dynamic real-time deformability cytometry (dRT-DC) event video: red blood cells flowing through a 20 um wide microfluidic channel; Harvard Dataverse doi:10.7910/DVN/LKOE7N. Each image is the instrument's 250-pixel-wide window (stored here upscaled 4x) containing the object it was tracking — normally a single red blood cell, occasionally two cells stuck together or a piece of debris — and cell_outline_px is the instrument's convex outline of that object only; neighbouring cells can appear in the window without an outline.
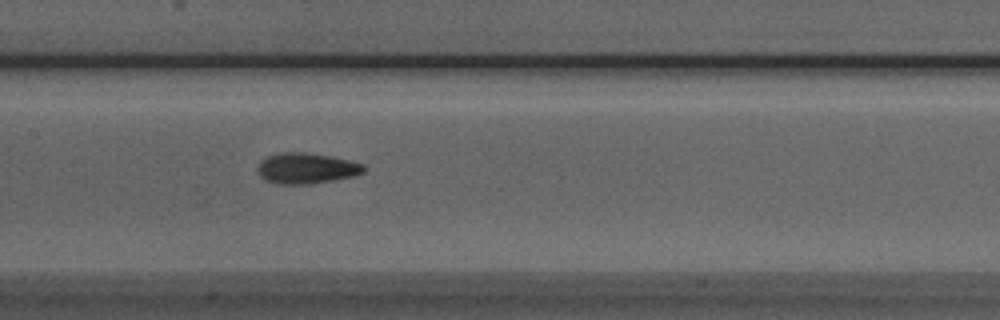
{"species": "Egyptian fruit bat (a non-hibernating species)", "species_latin": "Rousettus aegyptiacus", "temperature_condition": "room temperature", "stored_images_in_passage": 44, "camera_frame_rate_fps": 3000, "um_per_image_px": 0.085, "animal": {"sex": "male"}, "frame": {"image": 1, "passage_image": 17, "time_ms": 5.333, "image_size_px": [1000, 320], "cell_outline_px": [[364, 172], [352, 176], [332, 180], [308, 184], [280, 184], [268, 180], [260, 176], [256, 168], [260, 160], [268, 156], [280, 152], [304, 152], [332, 156], [364, 164]], "centroid_in_image_um": [26.02, 14.29], "position_along_channel_um": 181.4, "area_um2": 18.9}}
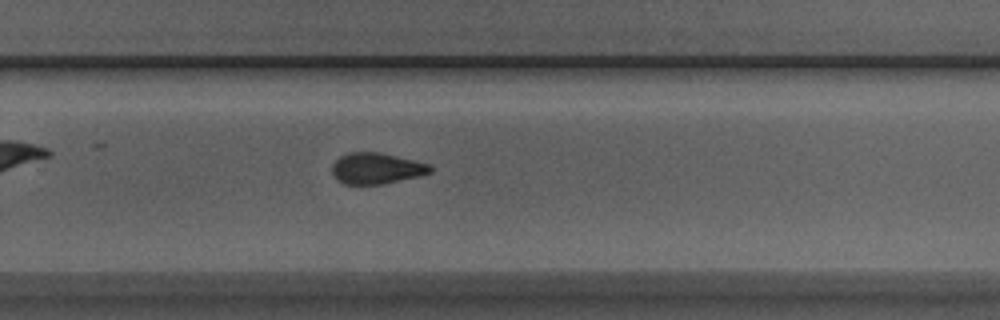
{"frame": {"image": 2, "passage_image": 26, "time_ms": 8.333, "image_size_px": [1000, 320], "cell_outline_px": [[432, 172], [420, 176], [380, 184], [344, 184], [332, 176], [332, 164], [340, 156], [348, 152], [380, 152], [432, 164]], "centroid_in_image_um": [32.0, 14.3], "position_along_channel_um": 297.8, "area_um2": 17.92}}
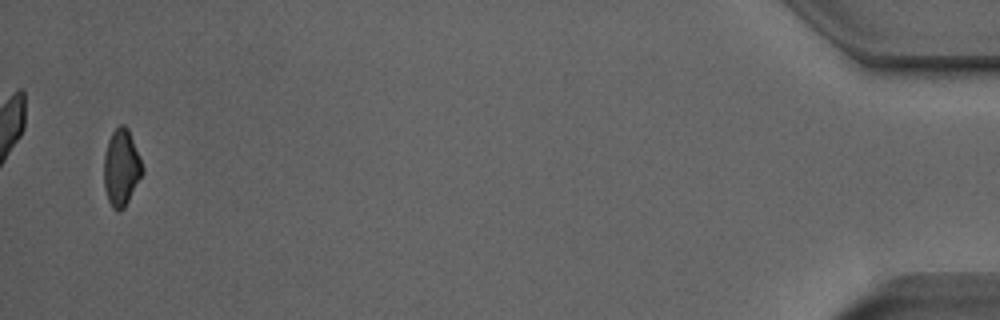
{"frame": {"image": 3, "passage_image": 43, "time_ms": 14.0, "image_size_px": [1000, 320], "cell_outline_px": [[144, 172], [124, 208], [116, 212], [112, 208], [108, 200], [104, 188], [104, 156], [108, 140], [112, 132], [120, 124], [124, 124], [128, 128], [144, 168]], "centroid_in_image_um": [10.31, 14.26], "position_along_channel_um": 424.9, "area_um2": 17.22}, "authors_computed_cell_mechanics": {"area_um2": 18.1492, "velocity_mm_per_s": 3.8977, "shape_relaxation_time_tau1_ms": 6.9104, "shape_relaxation_time_tau2_ms": 2.2319, "deformation_change_tau1": 0.162, "deformation_change_tau2": 0.0847}}